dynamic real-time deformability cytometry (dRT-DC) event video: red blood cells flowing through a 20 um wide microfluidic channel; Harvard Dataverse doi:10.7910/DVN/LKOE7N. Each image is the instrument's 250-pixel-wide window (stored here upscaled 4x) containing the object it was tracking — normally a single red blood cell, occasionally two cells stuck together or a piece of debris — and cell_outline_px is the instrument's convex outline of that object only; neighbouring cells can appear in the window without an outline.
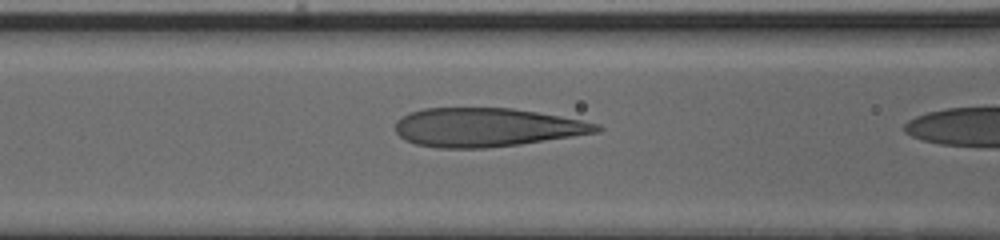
{"species": "human", "species_latin": "Homo sapiens", "temperature_condition": "cold", "stored_images_in_passage": 21, "camera_frame_rate_fps": 3000, "um_per_image_px": 0.085, "donor": {"sex": "male"}, "frame": {"image": 1, "passage_image": 20, "time_ms": 6.333, "image_size_px": [1000, 240], "cell_outline_px": [[604, 128], [600, 132], [520, 144], [488, 148], [440, 148], [416, 144], [404, 140], [396, 132], [396, 120], [408, 112], [424, 108], [512, 108], [560, 116], [600, 124]], "centroid_in_image_um": [41.35, 10.82], "position_along_channel_um": 125.3, "area_um2": 45.49}}